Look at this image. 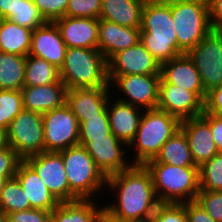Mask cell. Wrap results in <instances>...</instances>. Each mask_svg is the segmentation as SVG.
<instances>
[{"label": "cell", "mask_w": 222, "mask_h": 222, "mask_svg": "<svg viewBox=\"0 0 222 222\" xmlns=\"http://www.w3.org/2000/svg\"><path fill=\"white\" fill-rule=\"evenodd\" d=\"M106 189L118 195L115 202L104 205V222L149 220L160 204L151 174L142 164L108 176Z\"/></svg>", "instance_id": "6da1fadb"}, {"label": "cell", "mask_w": 222, "mask_h": 222, "mask_svg": "<svg viewBox=\"0 0 222 222\" xmlns=\"http://www.w3.org/2000/svg\"><path fill=\"white\" fill-rule=\"evenodd\" d=\"M140 42L163 64L185 52L178 46L171 1L146 0L142 8Z\"/></svg>", "instance_id": "7a4b0ae2"}, {"label": "cell", "mask_w": 222, "mask_h": 222, "mask_svg": "<svg viewBox=\"0 0 222 222\" xmlns=\"http://www.w3.org/2000/svg\"><path fill=\"white\" fill-rule=\"evenodd\" d=\"M149 170L154 190L160 203L195 201L199 188V167H180L157 162L145 164Z\"/></svg>", "instance_id": "3957f363"}, {"label": "cell", "mask_w": 222, "mask_h": 222, "mask_svg": "<svg viewBox=\"0 0 222 222\" xmlns=\"http://www.w3.org/2000/svg\"><path fill=\"white\" fill-rule=\"evenodd\" d=\"M180 125L179 118L164 110H144L136 136L128 146L136 154L132 164L144 165L155 159L168 139L180 130Z\"/></svg>", "instance_id": "277c9868"}, {"label": "cell", "mask_w": 222, "mask_h": 222, "mask_svg": "<svg viewBox=\"0 0 222 222\" xmlns=\"http://www.w3.org/2000/svg\"><path fill=\"white\" fill-rule=\"evenodd\" d=\"M59 70L67 90L110 87L107 60L98 49L67 48Z\"/></svg>", "instance_id": "5b68a950"}, {"label": "cell", "mask_w": 222, "mask_h": 222, "mask_svg": "<svg viewBox=\"0 0 222 222\" xmlns=\"http://www.w3.org/2000/svg\"><path fill=\"white\" fill-rule=\"evenodd\" d=\"M58 153L69 183V201L92 199L97 196L96 192L106 190L107 177L83 146H72Z\"/></svg>", "instance_id": "8992f818"}, {"label": "cell", "mask_w": 222, "mask_h": 222, "mask_svg": "<svg viewBox=\"0 0 222 222\" xmlns=\"http://www.w3.org/2000/svg\"><path fill=\"white\" fill-rule=\"evenodd\" d=\"M171 14L178 46L185 53L197 46L213 30L206 4L171 1Z\"/></svg>", "instance_id": "52a82bcc"}, {"label": "cell", "mask_w": 222, "mask_h": 222, "mask_svg": "<svg viewBox=\"0 0 222 222\" xmlns=\"http://www.w3.org/2000/svg\"><path fill=\"white\" fill-rule=\"evenodd\" d=\"M7 139L23 160L45 152L42 114L23 109L10 123Z\"/></svg>", "instance_id": "ba28073f"}, {"label": "cell", "mask_w": 222, "mask_h": 222, "mask_svg": "<svg viewBox=\"0 0 222 222\" xmlns=\"http://www.w3.org/2000/svg\"><path fill=\"white\" fill-rule=\"evenodd\" d=\"M45 152H58L79 145V123L65 103L42 114Z\"/></svg>", "instance_id": "9c48e42d"}, {"label": "cell", "mask_w": 222, "mask_h": 222, "mask_svg": "<svg viewBox=\"0 0 222 222\" xmlns=\"http://www.w3.org/2000/svg\"><path fill=\"white\" fill-rule=\"evenodd\" d=\"M200 74L206 92L222 84V32L212 30L187 52Z\"/></svg>", "instance_id": "30bf717a"}, {"label": "cell", "mask_w": 222, "mask_h": 222, "mask_svg": "<svg viewBox=\"0 0 222 222\" xmlns=\"http://www.w3.org/2000/svg\"><path fill=\"white\" fill-rule=\"evenodd\" d=\"M160 75H123L118 76L110 88L119 91L123 97L117 100L140 107L144 110L155 109L159 102ZM124 94V95H123ZM126 96V97H125Z\"/></svg>", "instance_id": "8fae6325"}, {"label": "cell", "mask_w": 222, "mask_h": 222, "mask_svg": "<svg viewBox=\"0 0 222 222\" xmlns=\"http://www.w3.org/2000/svg\"><path fill=\"white\" fill-rule=\"evenodd\" d=\"M108 79L111 84L123 75H160L161 65L139 41L134 46L114 54L108 61Z\"/></svg>", "instance_id": "7c38bea8"}, {"label": "cell", "mask_w": 222, "mask_h": 222, "mask_svg": "<svg viewBox=\"0 0 222 222\" xmlns=\"http://www.w3.org/2000/svg\"><path fill=\"white\" fill-rule=\"evenodd\" d=\"M24 161L42 178L59 202L69 201V183L63 159L58 152H41L25 158Z\"/></svg>", "instance_id": "4fadbf2b"}, {"label": "cell", "mask_w": 222, "mask_h": 222, "mask_svg": "<svg viewBox=\"0 0 222 222\" xmlns=\"http://www.w3.org/2000/svg\"><path fill=\"white\" fill-rule=\"evenodd\" d=\"M83 147L106 177L126 170L132 165L131 162H127L128 150L124 149L128 146L113 133L105 137L91 138Z\"/></svg>", "instance_id": "5bb4252c"}, {"label": "cell", "mask_w": 222, "mask_h": 222, "mask_svg": "<svg viewBox=\"0 0 222 222\" xmlns=\"http://www.w3.org/2000/svg\"><path fill=\"white\" fill-rule=\"evenodd\" d=\"M158 109L180 120L195 118L204 112V101L192 91L173 84H159Z\"/></svg>", "instance_id": "9a60e30c"}, {"label": "cell", "mask_w": 222, "mask_h": 222, "mask_svg": "<svg viewBox=\"0 0 222 222\" xmlns=\"http://www.w3.org/2000/svg\"><path fill=\"white\" fill-rule=\"evenodd\" d=\"M159 84H173L195 92L205 101V91L200 74L187 53L178 55L168 62L161 64Z\"/></svg>", "instance_id": "2e32d148"}, {"label": "cell", "mask_w": 222, "mask_h": 222, "mask_svg": "<svg viewBox=\"0 0 222 222\" xmlns=\"http://www.w3.org/2000/svg\"><path fill=\"white\" fill-rule=\"evenodd\" d=\"M111 90L110 87L67 90L66 104L80 124L86 118L98 117L107 109L109 98L114 93Z\"/></svg>", "instance_id": "e0dca14e"}, {"label": "cell", "mask_w": 222, "mask_h": 222, "mask_svg": "<svg viewBox=\"0 0 222 222\" xmlns=\"http://www.w3.org/2000/svg\"><path fill=\"white\" fill-rule=\"evenodd\" d=\"M54 23L67 48L98 49V18L64 16Z\"/></svg>", "instance_id": "ac0fdd59"}, {"label": "cell", "mask_w": 222, "mask_h": 222, "mask_svg": "<svg viewBox=\"0 0 222 222\" xmlns=\"http://www.w3.org/2000/svg\"><path fill=\"white\" fill-rule=\"evenodd\" d=\"M180 129L187 137L196 166L200 167L219 153L210 125L201 116L181 120Z\"/></svg>", "instance_id": "d6986e66"}, {"label": "cell", "mask_w": 222, "mask_h": 222, "mask_svg": "<svg viewBox=\"0 0 222 222\" xmlns=\"http://www.w3.org/2000/svg\"><path fill=\"white\" fill-rule=\"evenodd\" d=\"M67 47L62 40L60 31L54 22H46L33 30L29 55L45 59L61 68Z\"/></svg>", "instance_id": "ffe728a7"}, {"label": "cell", "mask_w": 222, "mask_h": 222, "mask_svg": "<svg viewBox=\"0 0 222 222\" xmlns=\"http://www.w3.org/2000/svg\"><path fill=\"white\" fill-rule=\"evenodd\" d=\"M112 97L109 98L107 106L111 132L129 146L136 136L144 109L116 100V98L114 100Z\"/></svg>", "instance_id": "44dd1931"}, {"label": "cell", "mask_w": 222, "mask_h": 222, "mask_svg": "<svg viewBox=\"0 0 222 222\" xmlns=\"http://www.w3.org/2000/svg\"><path fill=\"white\" fill-rule=\"evenodd\" d=\"M98 50L108 61L114 54L140 41V28L124 27L114 22L99 19Z\"/></svg>", "instance_id": "7402d4cb"}, {"label": "cell", "mask_w": 222, "mask_h": 222, "mask_svg": "<svg viewBox=\"0 0 222 222\" xmlns=\"http://www.w3.org/2000/svg\"><path fill=\"white\" fill-rule=\"evenodd\" d=\"M21 91L23 108L27 111L43 114L66 103L67 88L61 79L44 86H24Z\"/></svg>", "instance_id": "603a6c76"}, {"label": "cell", "mask_w": 222, "mask_h": 222, "mask_svg": "<svg viewBox=\"0 0 222 222\" xmlns=\"http://www.w3.org/2000/svg\"><path fill=\"white\" fill-rule=\"evenodd\" d=\"M15 177L21 184L31 208L52 211L59 201L49 191L42 178L23 160L17 169Z\"/></svg>", "instance_id": "cb8c5ba5"}, {"label": "cell", "mask_w": 222, "mask_h": 222, "mask_svg": "<svg viewBox=\"0 0 222 222\" xmlns=\"http://www.w3.org/2000/svg\"><path fill=\"white\" fill-rule=\"evenodd\" d=\"M96 199H77L60 202L51 211V222H104V206Z\"/></svg>", "instance_id": "d4e9b609"}, {"label": "cell", "mask_w": 222, "mask_h": 222, "mask_svg": "<svg viewBox=\"0 0 222 222\" xmlns=\"http://www.w3.org/2000/svg\"><path fill=\"white\" fill-rule=\"evenodd\" d=\"M146 0H102L99 19L120 26L141 28L142 8Z\"/></svg>", "instance_id": "484cf974"}, {"label": "cell", "mask_w": 222, "mask_h": 222, "mask_svg": "<svg viewBox=\"0 0 222 222\" xmlns=\"http://www.w3.org/2000/svg\"><path fill=\"white\" fill-rule=\"evenodd\" d=\"M33 30L8 19H0V52L19 56L29 55Z\"/></svg>", "instance_id": "4316f807"}, {"label": "cell", "mask_w": 222, "mask_h": 222, "mask_svg": "<svg viewBox=\"0 0 222 222\" xmlns=\"http://www.w3.org/2000/svg\"><path fill=\"white\" fill-rule=\"evenodd\" d=\"M155 160L180 167H198L193 161L187 137L181 129L162 146Z\"/></svg>", "instance_id": "83f0119b"}, {"label": "cell", "mask_w": 222, "mask_h": 222, "mask_svg": "<svg viewBox=\"0 0 222 222\" xmlns=\"http://www.w3.org/2000/svg\"><path fill=\"white\" fill-rule=\"evenodd\" d=\"M25 68L26 56L0 52V90H21Z\"/></svg>", "instance_id": "f1b7e54d"}, {"label": "cell", "mask_w": 222, "mask_h": 222, "mask_svg": "<svg viewBox=\"0 0 222 222\" xmlns=\"http://www.w3.org/2000/svg\"><path fill=\"white\" fill-rule=\"evenodd\" d=\"M60 80V70L55 65L32 55L26 56L24 86H44Z\"/></svg>", "instance_id": "f546056e"}, {"label": "cell", "mask_w": 222, "mask_h": 222, "mask_svg": "<svg viewBox=\"0 0 222 222\" xmlns=\"http://www.w3.org/2000/svg\"><path fill=\"white\" fill-rule=\"evenodd\" d=\"M32 209L30 201L25 195L16 177L5 180L0 190V210L6 215Z\"/></svg>", "instance_id": "4dcf8cb0"}, {"label": "cell", "mask_w": 222, "mask_h": 222, "mask_svg": "<svg viewBox=\"0 0 222 222\" xmlns=\"http://www.w3.org/2000/svg\"><path fill=\"white\" fill-rule=\"evenodd\" d=\"M200 190L222 191V152L199 167Z\"/></svg>", "instance_id": "1f68e13d"}, {"label": "cell", "mask_w": 222, "mask_h": 222, "mask_svg": "<svg viewBox=\"0 0 222 222\" xmlns=\"http://www.w3.org/2000/svg\"><path fill=\"white\" fill-rule=\"evenodd\" d=\"M23 109L21 90H0V127L8 129Z\"/></svg>", "instance_id": "d6a6232c"}, {"label": "cell", "mask_w": 222, "mask_h": 222, "mask_svg": "<svg viewBox=\"0 0 222 222\" xmlns=\"http://www.w3.org/2000/svg\"><path fill=\"white\" fill-rule=\"evenodd\" d=\"M107 109L98 117L86 118L79 124V145L84 146L91 138L111 135Z\"/></svg>", "instance_id": "836d02e7"}, {"label": "cell", "mask_w": 222, "mask_h": 222, "mask_svg": "<svg viewBox=\"0 0 222 222\" xmlns=\"http://www.w3.org/2000/svg\"><path fill=\"white\" fill-rule=\"evenodd\" d=\"M7 19L30 30H34L46 23L32 0H21L14 14Z\"/></svg>", "instance_id": "e575fe53"}, {"label": "cell", "mask_w": 222, "mask_h": 222, "mask_svg": "<svg viewBox=\"0 0 222 222\" xmlns=\"http://www.w3.org/2000/svg\"><path fill=\"white\" fill-rule=\"evenodd\" d=\"M149 222H187L185 202L160 203Z\"/></svg>", "instance_id": "d590c367"}, {"label": "cell", "mask_w": 222, "mask_h": 222, "mask_svg": "<svg viewBox=\"0 0 222 222\" xmlns=\"http://www.w3.org/2000/svg\"><path fill=\"white\" fill-rule=\"evenodd\" d=\"M102 0H69L65 16L77 18H98Z\"/></svg>", "instance_id": "8d00e7d4"}, {"label": "cell", "mask_w": 222, "mask_h": 222, "mask_svg": "<svg viewBox=\"0 0 222 222\" xmlns=\"http://www.w3.org/2000/svg\"><path fill=\"white\" fill-rule=\"evenodd\" d=\"M195 201L216 222H222V191L199 190Z\"/></svg>", "instance_id": "74e56055"}, {"label": "cell", "mask_w": 222, "mask_h": 222, "mask_svg": "<svg viewBox=\"0 0 222 222\" xmlns=\"http://www.w3.org/2000/svg\"><path fill=\"white\" fill-rule=\"evenodd\" d=\"M23 159L10 146L0 151V190L5 180L15 177Z\"/></svg>", "instance_id": "f35d334b"}, {"label": "cell", "mask_w": 222, "mask_h": 222, "mask_svg": "<svg viewBox=\"0 0 222 222\" xmlns=\"http://www.w3.org/2000/svg\"><path fill=\"white\" fill-rule=\"evenodd\" d=\"M46 22H54L66 14L69 0H32Z\"/></svg>", "instance_id": "ab89813d"}, {"label": "cell", "mask_w": 222, "mask_h": 222, "mask_svg": "<svg viewBox=\"0 0 222 222\" xmlns=\"http://www.w3.org/2000/svg\"><path fill=\"white\" fill-rule=\"evenodd\" d=\"M7 218L9 222H51V212L32 208L10 213Z\"/></svg>", "instance_id": "60d3db41"}, {"label": "cell", "mask_w": 222, "mask_h": 222, "mask_svg": "<svg viewBox=\"0 0 222 222\" xmlns=\"http://www.w3.org/2000/svg\"><path fill=\"white\" fill-rule=\"evenodd\" d=\"M204 112L222 114V84L207 92L204 101Z\"/></svg>", "instance_id": "b9f144b4"}, {"label": "cell", "mask_w": 222, "mask_h": 222, "mask_svg": "<svg viewBox=\"0 0 222 222\" xmlns=\"http://www.w3.org/2000/svg\"><path fill=\"white\" fill-rule=\"evenodd\" d=\"M201 117L210 125L217 149L222 152V114L203 112Z\"/></svg>", "instance_id": "7bdbcfd3"}, {"label": "cell", "mask_w": 222, "mask_h": 222, "mask_svg": "<svg viewBox=\"0 0 222 222\" xmlns=\"http://www.w3.org/2000/svg\"><path fill=\"white\" fill-rule=\"evenodd\" d=\"M187 222H216L196 201L185 202Z\"/></svg>", "instance_id": "ee69618b"}, {"label": "cell", "mask_w": 222, "mask_h": 222, "mask_svg": "<svg viewBox=\"0 0 222 222\" xmlns=\"http://www.w3.org/2000/svg\"><path fill=\"white\" fill-rule=\"evenodd\" d=\"M209 20L213 30L222 29V0H210L209 5Z\"/></svg>", "instance_id": "f6af8a7d"}, {"label": "cell", "mask_w": 222, "mask_h": 222, "mask_svg": "<svg viewBox=\"0 0 222 222\" xmlns=\"http://www.w3.org/2000/svg\"><path fill=\"white\" fill-rule=\"evenodd\" d=\"M21 0H0V19H7L18 7Z\"/></svg>", "instance_id": "bcb514c9"}, {"label": "cell", "mask_w": 222, "mask_h": 222, "mask_svg": "<svg viewBox=\"0 0 222 222\" xmlns=\"http://www.w3.org/2000/svg\"><path fill=\"white\" fill-rule=\"evenodd\" d=\"M9 147L7 139V129L0 127V151Z\"/></svg>", "instance_id": "7dc6e473"}, {"label": "cell", "mask_w": 222, "mask_h": 222, "mask_svg": "<svg viewBox=\"0 0 222 222\" xmlns=\"http://www.w3.org/2000/svg\"><path fill=\"white\" fill-rule=\"evenodd\" d=\"M170 1H176V2H185V3H201L209 5L210 0H170Z\"/></svg>", "instance_id": "c3c4849f"}, {"label": "cell", "mask_w": 222, "mask_h": 222, "mask_svg": "<svg viewBox=\"0 0 222 222\" xmlns=\"http://www.w3.org/2000/svg\"><path fill=\"white\" fill-rule=\"evenodd\" d=\"M0 222H9L7 215L0 210Z\"/></svg>", "instance_id": "681fc988"}, {"label": "cell", "mask_w": 222, "mask_h": 222, "mask_svg": "<svg viewBox=\"0 0 222 222\" xmlns=\"http://www.w3.org/2000/svg\"><path fill=\"white\" fill-rule=\"evenodd\" d=\"M149 1H162V2H167V1H170V0H149Z\"/></svg>", "instance_id": "f907efd6"}, {"label": "cell", "mask_w": 222, "mask_h": 222, "mask_svg": "<svg viewBox=\"0 0 222 222\" xmlns=\"http://www.w3.org/2000/svg\"><path fill=\"white\" fill-rule=\"evenodd\" d=\"M134 222H149V220H145V221H134Z\"/></svg>", "instance_id": "816d5d0a"}]
</instances>
